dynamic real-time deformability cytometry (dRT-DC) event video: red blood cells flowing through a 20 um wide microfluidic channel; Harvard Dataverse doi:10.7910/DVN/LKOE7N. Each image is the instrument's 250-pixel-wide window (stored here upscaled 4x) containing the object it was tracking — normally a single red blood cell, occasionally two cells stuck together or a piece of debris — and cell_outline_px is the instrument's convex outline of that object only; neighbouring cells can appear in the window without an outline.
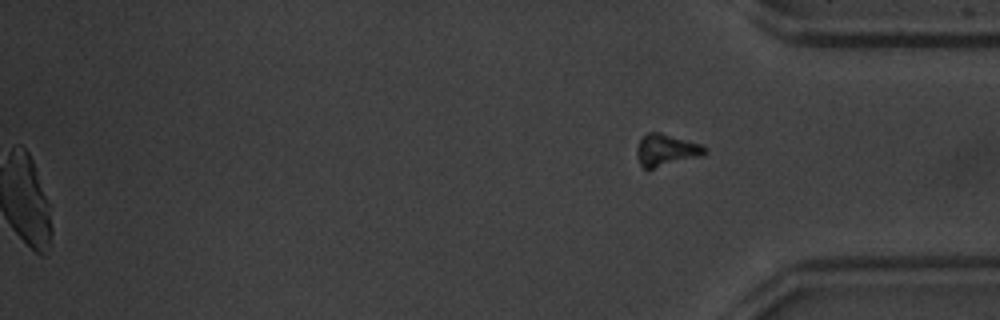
{"species": "common noctule bat (a hibernating species)", "species_latin": "Nyctalus noctula", "temperature_condition": "warm", "stored_images_in_passage": 46, "camera_frame_rate_fps": 3000, "um_per_image_px": 0.085, "animal": {"sex": "male", "body_mass_g": 20.1, "forearm_length_mm": 53.5}, "frame": {"image": 1, "passage_image": 46, "time_ms": 15.0, "image_size_px": [1000, 320], "cell_outline_px": [[708, 152], [704, 156], [648, 172], [640, 164], [636, 156], [636, 148], [640, 140], [648, 132], [660, 132], [700, 144], [708, 148]], "centroid_in_image_um": [56.64, 12.82], "position_along_channel_um": 378.6, "area_um2": 13.35}}